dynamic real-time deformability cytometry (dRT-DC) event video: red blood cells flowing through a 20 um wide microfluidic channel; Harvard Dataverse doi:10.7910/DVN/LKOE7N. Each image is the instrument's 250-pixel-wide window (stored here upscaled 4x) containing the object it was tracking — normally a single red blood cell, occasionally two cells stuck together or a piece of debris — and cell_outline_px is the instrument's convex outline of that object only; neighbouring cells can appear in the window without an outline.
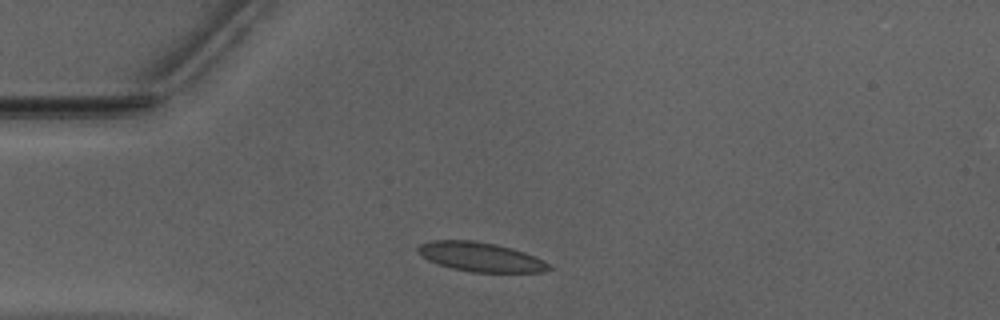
{"species": "Egyptian fruit bat (a non-hibernating species)", "species_latin": "Rousettus aegyptiacus", "temperature_condition": "warm", "stored_images_in_passage": 30, "camera_frame_rate_fps": 3000, "um_per_image_px": 0.085, "animal": {"sex": "male"}, "frame": {"image": 1, "passage_image": 1, "time_ms": 0.0, "image_size_px": [1000, 320], "cell_outline_px": [[552, 268], [540, 272], [472, 272], [452, 268], [436, 264], [420, 256], [416, 252], [416, 248], [420, 244], [432, 240], [472, 240], [496, 244], [512, 248], [524, 252], [548, 264]], "centroid_in_image_um": [40.75, 21.83], "position_along_channel_um": 44.2, "area_um2": 22.25}}
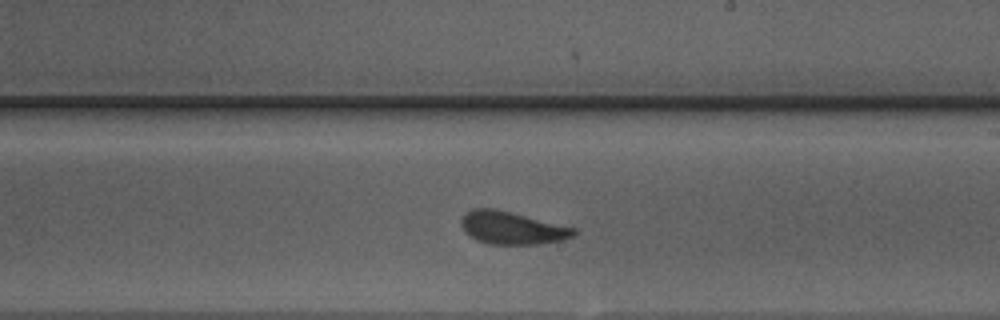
{"frame": {"image": 2, "passage_image": 18, "time_ms": 5.667, "image_size_px": [1000, 320], "cell_outline_px": [[580, 232], [576, 236], [560, 240], [536, 244], [488, 244], [476, 240], [464, 232], [460, 224], [460, 220], [472, 208], [492, 208], [576, 228]], "centroid_in_image_um": [43.52, 19.38], "position_along_channel_um": 245.5, "area_um2": 21.33}}
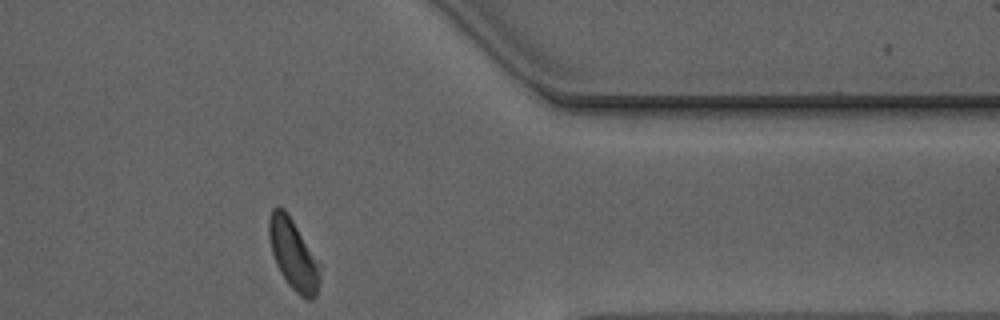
{"frame": {"image": 3, "passage_image": 30, "time_ms": 9.667, "image_size_px": [1000, 320], "cell_outline_px": [[320, 280], [316, 296], [312, 300], [308, 300], [300, 296], [288, 284], [280, 272], [276, 264], [272, 252], [268, 232], [268, 220], [272, 208], [284, 208], [292, 220], [320, 264]], "centroid_in_image_um": [24.93, 21.67], "position_along_channel_um": 386.5, "area_um2": 20.69}, "authors_computed_cell_mechanics": {"area_um2": 21.386, "velocity_mm_per_s": 3.9338, "shape_relaxation_time_tau1_ms": 4.7797, "shape_relaxation_time_tau2_ms": 0.9761, "deformation_change_tau1": 0.1331, "deformation_change_tau2": 0.071}}